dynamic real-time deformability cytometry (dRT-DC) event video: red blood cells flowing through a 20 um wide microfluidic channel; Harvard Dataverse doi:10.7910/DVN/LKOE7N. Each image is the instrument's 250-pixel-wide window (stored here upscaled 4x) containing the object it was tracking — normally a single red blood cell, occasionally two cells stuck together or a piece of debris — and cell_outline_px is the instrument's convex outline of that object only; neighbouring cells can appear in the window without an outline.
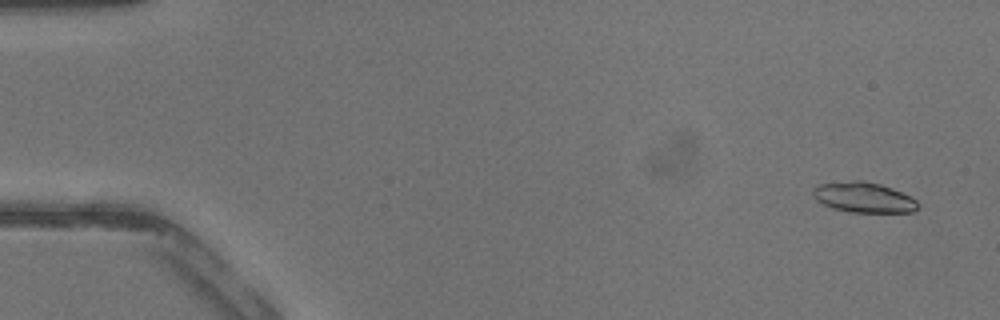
{"species": "common noctule bat (a hibernating species)", "species_latin": "Nyctalus noctula", "temperature_condition": "warm", "stored_images_in_passage": 43, "camera_frame_rate_fps": 3000, "um_per_image_px": 0.085, "animal": {"sex": "male", "body_mass_g": 13.3}, "frame": {"image": 1, "passage_image": 3, "time_ms": 0.667, "image_size_px": [1000, 320], "cell_outline_px": [[920, 204], [912, 212], [848, 212], [832, 208], [816, 200], [812, 192], [812, 188], [820, 184], [852, 180], [860, 180], [880, 184], [892, 188], [916, 200]], "centroid_in_image_um": [73.38, 16.78], "position_along_channel_um": 11.6, "area_um2": 18.44}}
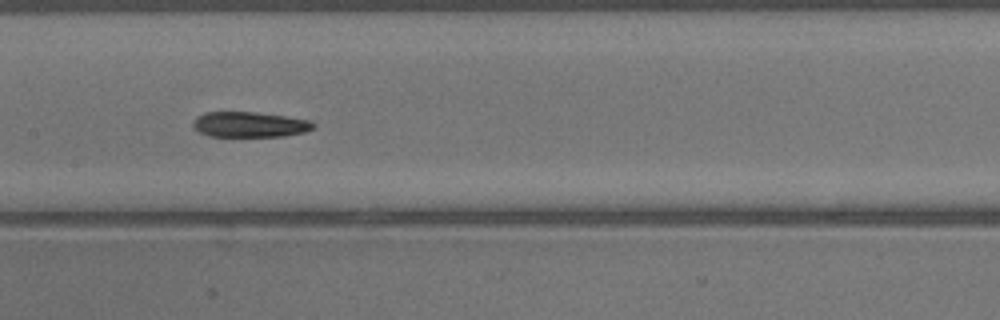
{"frame": {"image": 2, "passage_image": 22, "time_ms": 7.0, "image_size_px": [1000, 320], "cell_outline_px": [[316, 124], [312, 128], [304, 132], [284, 136], [208, 136], [192, 128], [192, 120], [196, 116], [204, 112], [256, 112], [312, 120]], "centroid_in_image_um": [21.18, 10.58], "position_along_channel_um": 186.2, "area_um2": 17.92}}
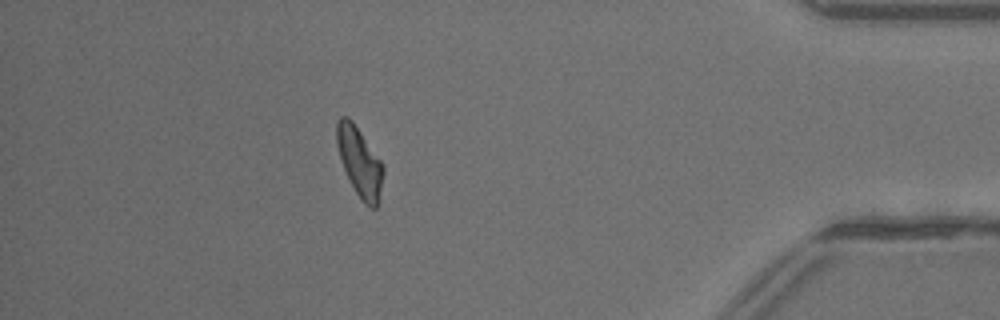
{"frame": {"image": 3, "passage_image": 38, "time_ms": 12.333, "image_size_px": [1000, 320], "cell_outline_px": [[384, 172], [380, 200], [376, 208], [372, 208], [364, 204], [360, 200], [344, 168], [336, 144], [336, 120], [340, 116], [348, 116], [352, 120], [384, 164]], "centroid_in_image_um": [30.59, 13.76], "position_along_channel_um": 404.6, "area_um2": 18.96}}